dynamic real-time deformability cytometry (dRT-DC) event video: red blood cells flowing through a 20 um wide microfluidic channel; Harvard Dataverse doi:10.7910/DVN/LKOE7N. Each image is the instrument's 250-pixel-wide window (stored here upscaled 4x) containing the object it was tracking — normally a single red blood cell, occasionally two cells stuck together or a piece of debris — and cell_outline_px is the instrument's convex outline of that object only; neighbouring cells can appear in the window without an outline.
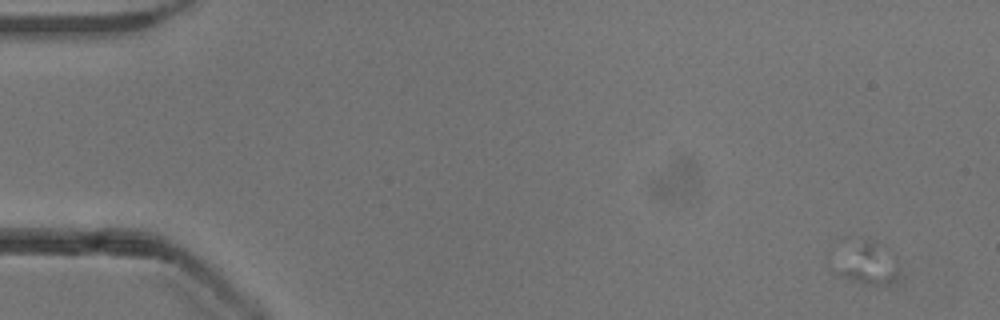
{"species": "common noctule bat (a hibernating species)", "species_latin": "Nyctalus noctula", "temperature_condition": "cold", "stored_images_in_passage": 14, "camera_frame_rate_fps": 3000, "um_per_image_px": 0.085, "animal": {"sex": "male", "body_mass_g": 13.3}, "frame": {"image": 1, "passage_image": 1, "time_ms": 0.0, "image_size_px": [1000, 320], "cell_outline_px": [[896, 276], [888, 284], [864, 284], [836, 276], [832, 272], [832, 268], [844, 236], [868, 236], [884, 244], [896, 256]], "centroid_in_image_um": [73.52, 22.2], "position_along_channel_um": 11.5, "area_um2": 17.8}}
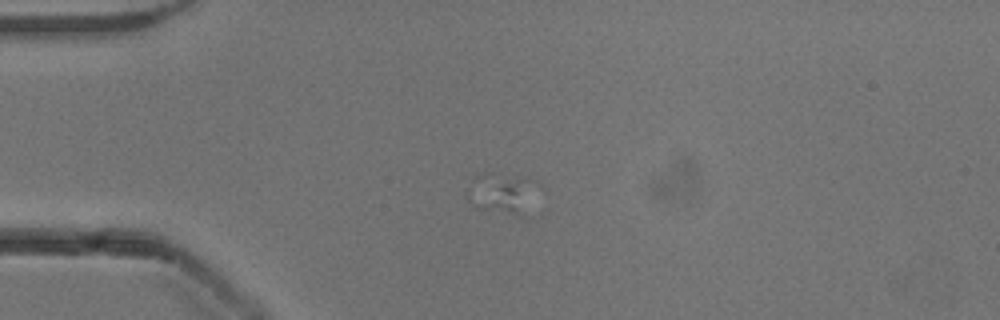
{"frame": {"image": 2, "passage_image": 12, "time_ms": 3.667, "image_size_px": [1000, 320], "cell_outline_px": [[540, 184], [524, 216], [520, 216], [476, 208], [476, 204], [504, 184], [516, 180], [536, 180]], "centroid_in_image_um": [43.43, 16.82], "position_along_channel_um": 41.6, "area_um2": 10.46}}